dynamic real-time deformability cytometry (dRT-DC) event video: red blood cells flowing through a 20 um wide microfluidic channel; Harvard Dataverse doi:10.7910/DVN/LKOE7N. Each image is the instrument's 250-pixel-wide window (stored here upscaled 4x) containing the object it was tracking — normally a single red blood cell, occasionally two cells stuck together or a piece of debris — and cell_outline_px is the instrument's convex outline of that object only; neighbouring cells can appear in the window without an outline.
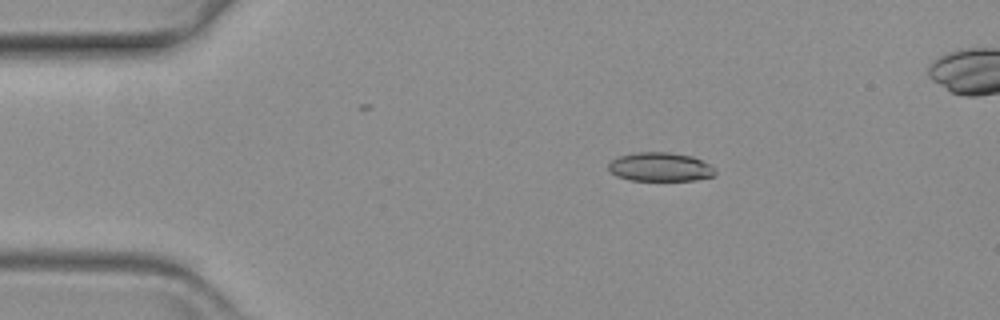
{"species": "common noctule bat (a hibernating species)", "species_latin": "Nyctalus noctula", "temperature_condition": "warm", "stored_images_in_passage": 48, "camera_frame_rate_fps": 3000, "um_per_image_px": 0.085, "animal": {"sex": "female", "body_mass_g": 19.3, "forearm_length_mm": 54.1}, "frame": {"image": 1, "passage_image": 1, "time_ms": 0.0, "image_size_px": [1000, 320], "cell_outline_px": [[716, 172], [712, 176], [696, 180], [628, 180], [616, 176], [608, 168], [608, 164], [612, 160], [620, 156], [636, 152], [668, 152], [692, 156], [708, 164]], "centroid_in_image_um": [56.08, 14.19], "position_along_channel_um": 28.9, "area_um2": 17.74}}
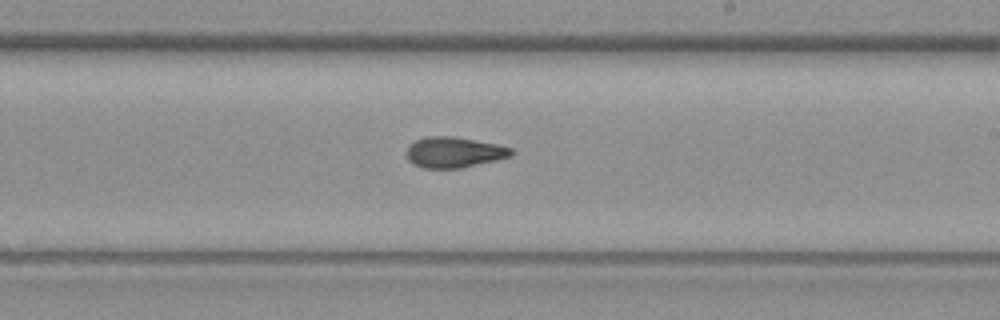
{"frame": {"image": 2, "passage_image": 25, "time_ms": 8.0, "image_size_px": [1000, 320], "cell_outline_px": [[516, 152], [512, 156], [496, 160], [460, 168], [424, 168], [408, 160], [404, 152], [408, 144], [416, 140], [428, 136], [452, 136], [496, 144], [512, 148]], "centroid_in_image_um": [38.58, 12.94], "position_along_channel_um": 250.4, "area_um2": 18.79}}
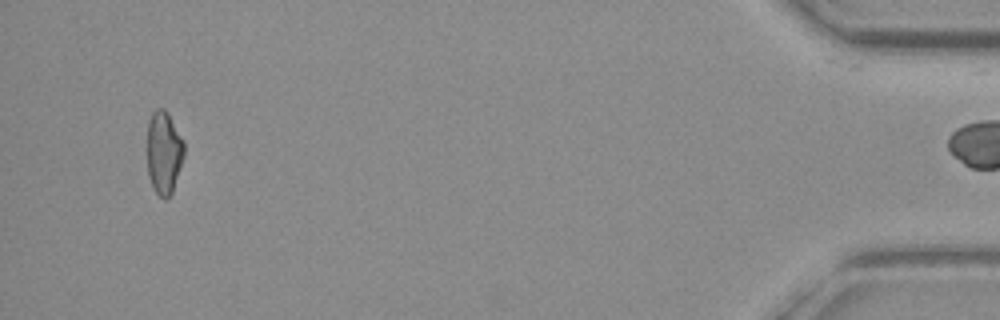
{"frame": {"image": 3, "passage_image": 47, "time_ms": 15.333, "image_size_px": [1000, 320], "cell_outline_px": [[184, 156], [172, 192], [164, 200], [156, 192], [148, 176], [148, 120], [152, 112], [156, 108], [164, 108], [168, 112], [184, 140]], "centroid_in_image_um": [13.94, 12.92], "position_along_channel_um": 421.3, "area_um2": 17.86}}